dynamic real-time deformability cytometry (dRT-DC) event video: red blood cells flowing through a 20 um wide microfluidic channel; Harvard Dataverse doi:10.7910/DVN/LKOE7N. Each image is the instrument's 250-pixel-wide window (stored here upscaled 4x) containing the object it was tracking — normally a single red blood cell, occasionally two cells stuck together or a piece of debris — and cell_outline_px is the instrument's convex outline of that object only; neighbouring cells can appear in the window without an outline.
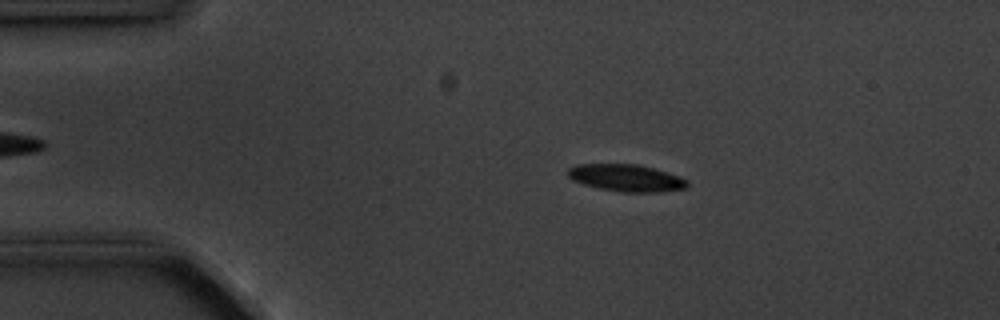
{"species": "common noctule bat (a hibernating species)", "species_latin": "Nyctalus noctula", "temperature_condition": "cold", "stored_images_in_passage": 5, "camera_frame_rate_fps": 3000, "um_per_image_px": 0.085, "animal": {"sex": "male", "body_mass_g": 20.1, "forearm_length_mm": 53.5}, "frame": {"image": 1, "passage_image": 3, "time_ms": 2.333, "image_size_px": [1000, 320], "cell_outline_px": [[688, 184], [684, 188], [660, 192], [620, 192], [600, 188], [584, 184], [572, 180], [568, 176], [568, 168], [576, 164], [636, 164], [652, 168], [688, 180]], "centroid_in_image_um": [53.18, 15.12], "position_along_channel_um": 31.8, "area_um2": 18.55}}
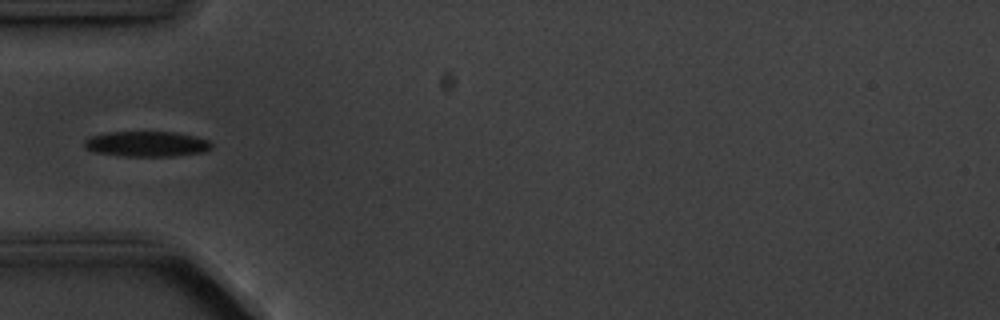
{"frame": {"image": 2, "passage_image": 5, "time_ms": 4.667, "image_size_px": [1000, 320], "cell_outline_px": [[212, 148], [204, 152], [172, 156], [120, 156], [96, 152], [84, 148], [84, 140], [88, 136], [108, 132], [176, 132], [196, 136], [208, 140], [212, 144]], "centroid_in_image_um": [12.45, 12.23], "position_along_channel_um": 72.5, "area_um2": 18.96}}